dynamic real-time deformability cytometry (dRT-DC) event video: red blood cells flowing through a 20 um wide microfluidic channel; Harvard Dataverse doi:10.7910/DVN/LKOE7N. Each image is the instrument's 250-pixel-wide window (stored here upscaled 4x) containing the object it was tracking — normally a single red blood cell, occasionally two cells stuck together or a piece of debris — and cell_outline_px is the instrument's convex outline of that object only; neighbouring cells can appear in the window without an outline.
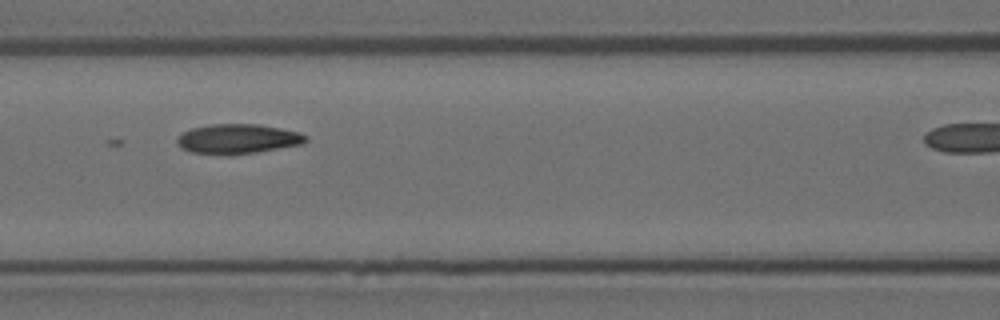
{"species": "Egyptian fruit bat (a non-hibernating species)", "species_latin": "Rousettus aegyptiacus", "temperature_condition": "room temperature", "stored_images_in_passage": 8, "camera_frame_rate_fps": 3000, "um_per_image_px": 0.085, "animal": {"sex": "female"}, "frame": {"image": 1, "passage_image": 6, "time_ms": 1.667, "image_size_px": [1000, 320], "cell_outline_px": [[308, 140], [304, 144], [256, 152], [228, 156], [192, 152], [180, 148], [176, 140], [184, 132], [192, 128], [212, 124], [260, 124], [300, 132], [308, 136]], "centroid_in_image_um": [20.25, 11.82], "position_along_channel_um": 146.4, "area_um2": 22.48}}